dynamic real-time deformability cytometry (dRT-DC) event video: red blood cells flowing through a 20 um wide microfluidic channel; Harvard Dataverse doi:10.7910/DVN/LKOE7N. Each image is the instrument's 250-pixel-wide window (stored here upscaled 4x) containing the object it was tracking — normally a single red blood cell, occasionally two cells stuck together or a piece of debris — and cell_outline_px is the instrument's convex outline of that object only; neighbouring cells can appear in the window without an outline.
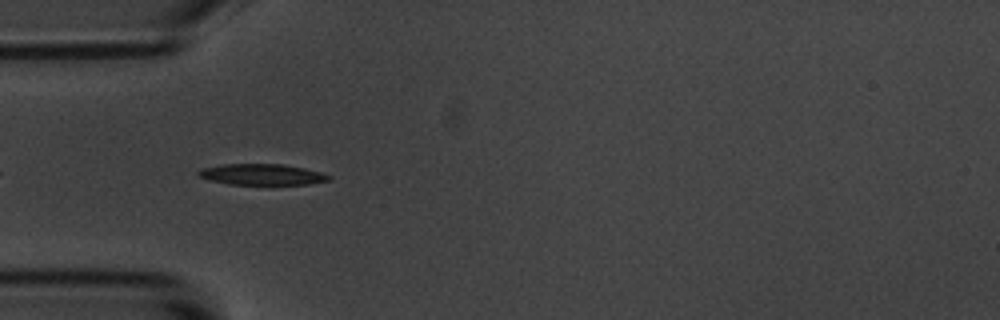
{"species": "common noctule bat (a hibernating species)", "species_latin": "Nyctalus noctula", "temperature_condition": "room temperature", "stored_images_in_passage": 10, "camera_frame_rate_fps": 3000, "um_per_image_px": 0.085, "animal": {"sex": "male", "body_mass_g": 20.1, "forearm_length_mm": 53.5}, "frame": {"image": 1, "passage_image": 6, "time_ms": 5.667, "image_size_px": [1000, 320], "cell_outline_px": [[332, 180], [308, 184], [228, 184], [208, 180], [196, 176], [196, 172], [200, 168], [224, 164], [284, 164], [304, 168], [320, 172], [332, 176]], "centroid_in_image_um": [22.23, 14.83], "position_along_channel_um": 62.8, "area_um2": 16.13}}
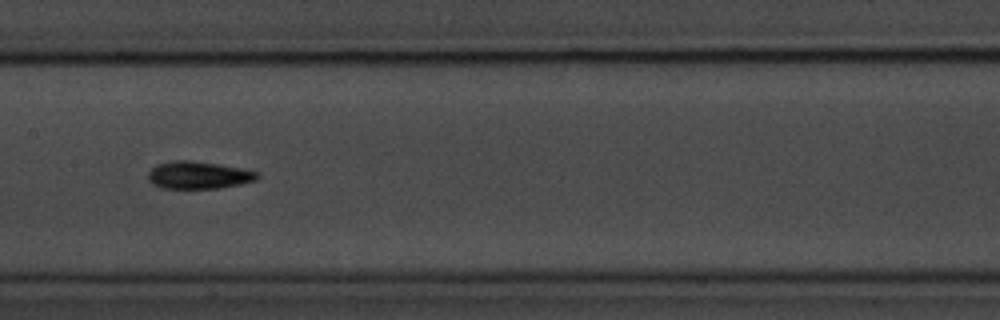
{"frame": {"image": 2, "passage_image": 9, "time_ms": 9.333, "image_size_px": [1000, 320], "cell_outline_px": [[260, 176], [256, 180], [240, 184], [220, 188], [160, 188], [152, 184], [148, 180], [148, 172], [156, 164], [172, 160], [192, 160], [240, 168], [260, 172]], "centroid_in_image_um": [16.85, 14.88], "position_along_channel_um": 190.5, "area_um2": 17.57}}